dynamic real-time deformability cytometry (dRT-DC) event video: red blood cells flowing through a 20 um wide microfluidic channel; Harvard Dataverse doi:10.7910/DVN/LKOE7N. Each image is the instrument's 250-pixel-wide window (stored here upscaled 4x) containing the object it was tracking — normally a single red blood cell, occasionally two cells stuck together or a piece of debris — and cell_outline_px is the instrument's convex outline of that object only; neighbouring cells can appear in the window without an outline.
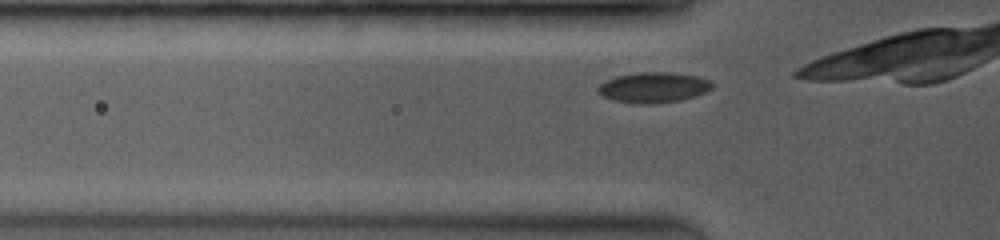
{"species": "common noctule bat (a hibernating species)", "species_latin": "Nyctalus noctula", "temperature_condition": "room temperature", "stored_images_in_passage": 9, "camera_frame_rate_fps": 3500, "um_per_image_px": 0.085, "animal": {"sex": "female", "body_mass_g": 19.0, "forearm_length_mm": 53.3}, "frame": {"image": 1, "passage_image": 2, "time_ms": 0.286, "image_size_px": [1000, 240], "cell_outline_px": [[712, 88], [704, 92], [680, 100], [652, 104], [640, 104], [612, 100], [596, 92], [596, 88], [604, 80], [616, 76], [636, 72], [676, 72], [696, 76], [712, 80]], "centroid_in_image_um": [55.5, 7.42], "position_along_channel_um": 70.3, "area_um2": 20.4}}